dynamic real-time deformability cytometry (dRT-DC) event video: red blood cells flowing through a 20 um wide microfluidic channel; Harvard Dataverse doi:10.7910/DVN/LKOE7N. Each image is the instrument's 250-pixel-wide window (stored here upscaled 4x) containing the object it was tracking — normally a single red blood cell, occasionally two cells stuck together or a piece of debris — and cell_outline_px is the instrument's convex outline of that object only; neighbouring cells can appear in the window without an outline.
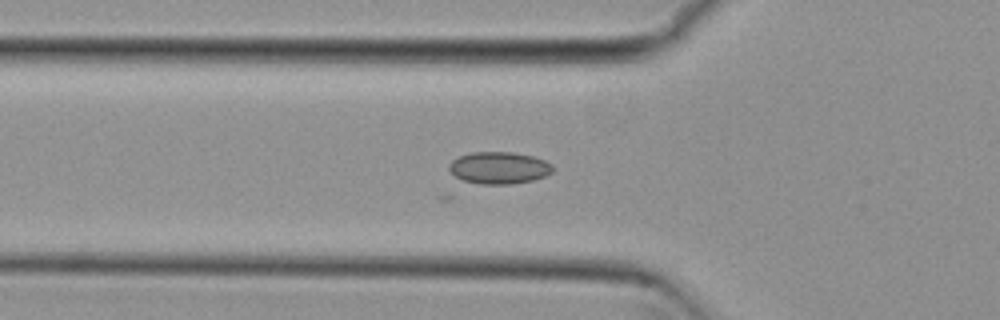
{"species": "common noctule bat (a hibernating species)", "species_latin": "Nyctalus noctula", "temperature_condition": "cold", "stored_images_in_passage": 24, "camera_frame_rate_fps": 3000, "um_per_image_px": 0.085, "animal": {"sex": "female", "body_mass_g": 29.2, "forearm_length_mm": 56.3}, "frame": {"image": 1, "passage_image": 5, "time_ms": 1.333, "image_size_px": [1000, 320], "cell_outline_px": [[552, 172], [544, 176], [532, 180], [512, 184], [480, 184], [464, 180], [456, 176], [448, 168], [448, 164], [452, 160], [460, 156], [472, 152], [512, 152], [532, 156], [544, 160], [552, 164]], "centroid_in_image_um": [42.41, 14.26], "position_along_channel_um": 83.4, "area_um2": 19.19}}
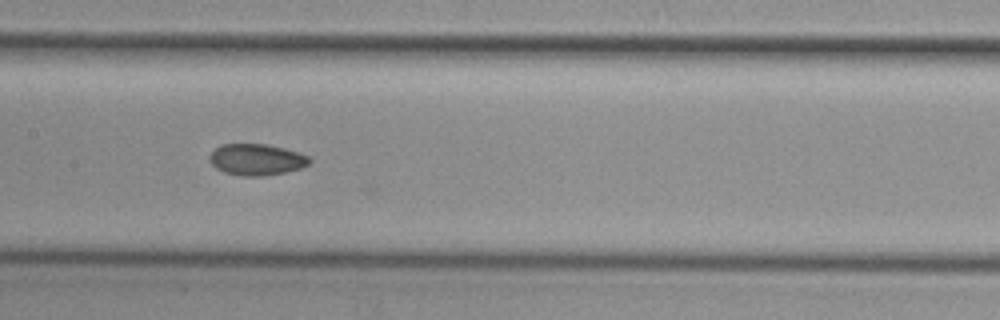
{"frame": {"image": 2, "passage_image": 13, "time_ms": 4.0, "image_size_px": [1000, 320], "cell_outline_px": [[312, 160], [308, 164], [300, 168], [284, 172], [260, 176], [240, 176], [224, 172], [216, 168], [208, 160], [208, 156], [220, 144], [264, 144], [284, 148], [308, 156]], "centroid_in_image_um": [21.76, 13.56], "position_along_channel_um": 185.6, "area_um2": 18.15}}
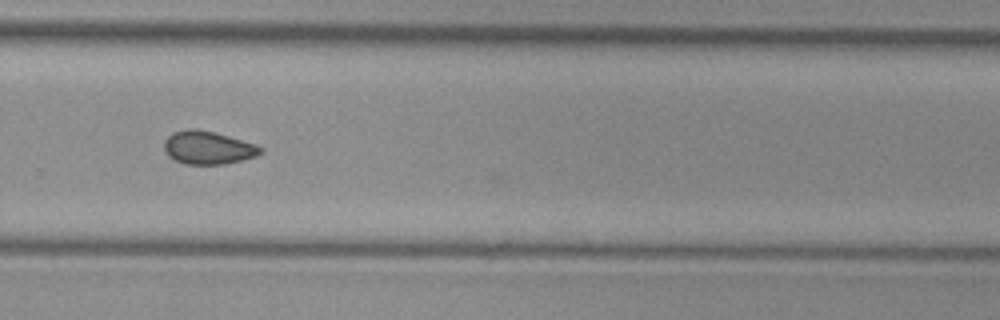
{"frame": {"image": 3, "passage_image": 23, "time_ms": 7.333, "image_size_px": [1000, 320], "cell_outline_px": [[264, 152], [256, 156], [224, 164], [184, 164], [168, 156], [164, 148], [164, 140], [172, 132], [188, 128], [196, 128], [228, 136], [256, 144], [264, 148]], "centroid_in_image_um": [17.67, 12.54], "position_along_channel_um": 312.1, "area_um2": 18.61}}